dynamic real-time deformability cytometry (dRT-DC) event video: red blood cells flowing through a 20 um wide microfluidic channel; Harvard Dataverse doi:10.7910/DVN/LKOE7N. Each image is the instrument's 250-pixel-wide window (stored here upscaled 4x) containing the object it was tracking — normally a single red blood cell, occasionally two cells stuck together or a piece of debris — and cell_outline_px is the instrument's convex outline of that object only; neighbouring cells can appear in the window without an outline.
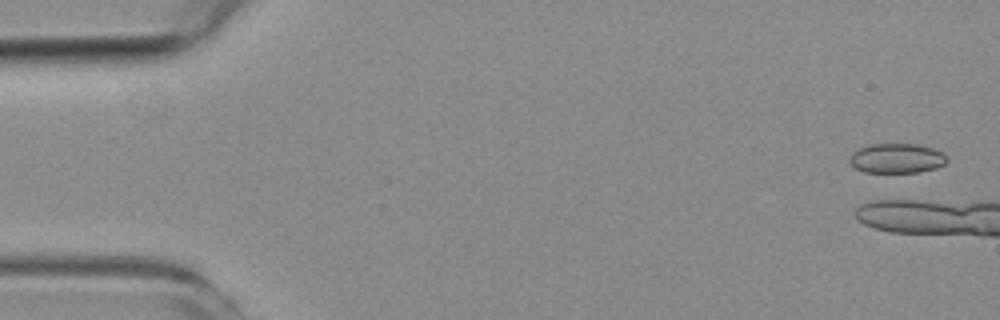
{"species": "common noctule bat (a hibernating species)", "species_latin": "Nyctalus noctula", "temperature_condition": "room temperature", "stored_images_in_passage": 1, "camera_frame_rate_fps": 3000, "um_per_image_px": 0.085, "animal": {"sex": "female", "body_mass_g": 19.3, "forearm_length_mm": 54.1}, "frame": {"image": 1, "passage_image": 1, "time_ms": 0.0, "image_size_px": [1000, 320], "cell_outline_px": [[948, 160], [944, 164], [936, 168], [920, 172], [864, 172], [856, 168], [848, 160], [848, 156], [852, 152], [868, 144], [916, 144], [932, 148], [944, 152], [948, 156]], "centroid_in_image_um": [76.23, 13.45], "position_along_channel_um": 8.8, "area_um2": 16.99}}